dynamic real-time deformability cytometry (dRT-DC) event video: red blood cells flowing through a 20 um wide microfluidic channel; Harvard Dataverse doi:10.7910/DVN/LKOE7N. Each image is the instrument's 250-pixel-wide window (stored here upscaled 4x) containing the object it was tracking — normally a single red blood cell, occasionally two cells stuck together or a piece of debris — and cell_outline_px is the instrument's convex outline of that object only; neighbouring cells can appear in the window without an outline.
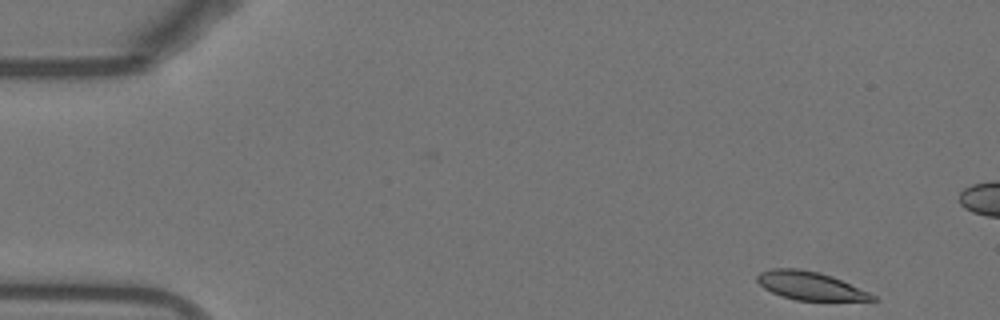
{"species": "Egyptian fruit bat (a non-hibernating species)", "species_latin": "Rousettus aegyptiacus", "temperature_condition": "warm", "stored_images_in_passage": 51, "camera_frame_rate_fps": 3000, "um_per_image_px": 0.085, "animal": {"sex": "female"}, "frame": {"image": 1, "passage_image": 1, "time_ms": 0.0, "image_size_px": [1000, 320], "cell_outline_px": [[876, 300], [796, 300], [780, 296], [764, 288], [756, 280], [756, 276], [760, 272], [772, 268], [800, 268], [820, 272], [832, 276], [868, 292], [876, 296]], "centroid_in_image_um": [68.81, 24.27], "position_along_channel_um": 16.2, "area_um2": 18.84}}
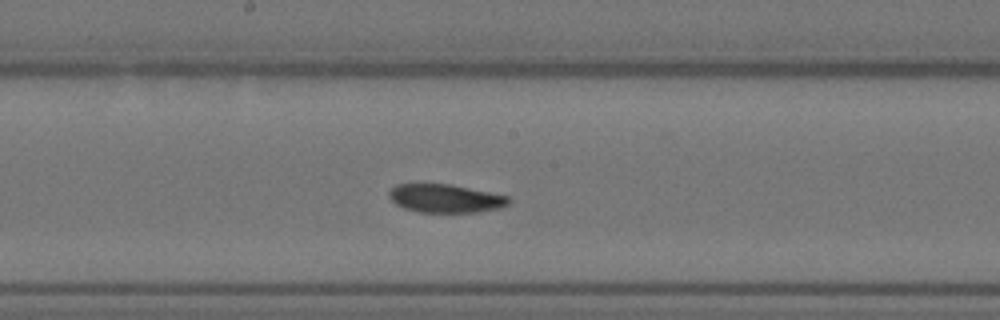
{"frame": {"image": 2, "passage_image": 25, "time_ms": 8.0, "image_size_px": [1000, 320], "cell_outline_px": [[512, 200], [508, 204], [500, 208], [476, 212], [420, 212], [404, 208], [396, 204], [388, 196], [388, 192], [396, 184], [452, 184], [508, 196]], "centroid_in_image_um": [37.87, 16.86], "position_along_channel_um": 210.3, "area_um2": 19.77}}
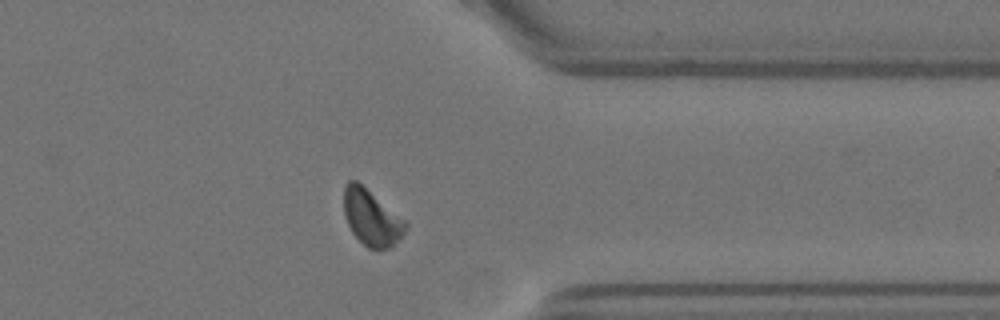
{"frame": {"image": 3, "passage_image": 39, "time_ms": 12.667, "image_size_px": [1000, 320], "cell_outline_px": [[408, 228], [388, 248], [368, 248], [352, 232], [344, 216], [344, 184], [348, 180], [356, 180], [408, 220]], "centroid_in_image_um": [31.59, 18.45], "position_along_channel_um": 379.8, "area_um2": 20.11}, "authors_computed_cell_mechanics": {"area_um2": 20.3456, "velocity_mm_per_s": 3.7941, "shape_relaxation_time_tau1_ms": 5.4707, "shape_relaxation_time_tau2_ms": 5.1103, "deformation_change_tau1": 0.1758, "deformation_change_tau2": 0.0915}}